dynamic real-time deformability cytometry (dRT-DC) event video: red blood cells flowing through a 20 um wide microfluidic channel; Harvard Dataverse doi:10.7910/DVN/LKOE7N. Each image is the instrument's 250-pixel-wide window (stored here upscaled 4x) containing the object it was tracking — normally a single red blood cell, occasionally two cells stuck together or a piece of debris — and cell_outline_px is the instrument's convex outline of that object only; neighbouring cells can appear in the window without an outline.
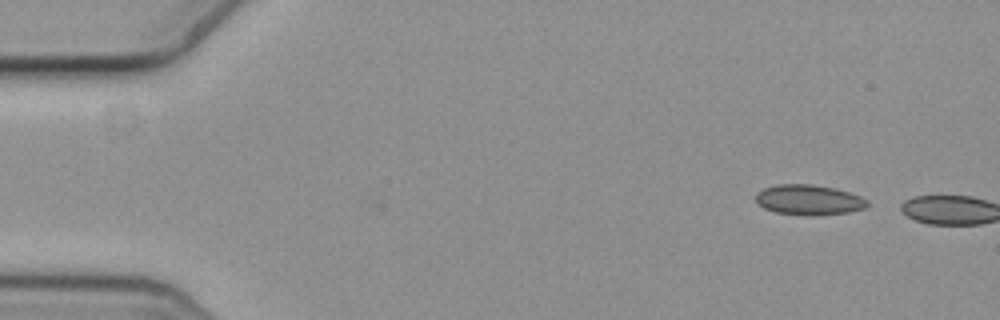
{"species": "common noctule bat (a hibernating species)", "species_latin": "Nyctalus noctula", "temperature_condition": "cold", "stored_images_in_passage": 2, "camera_frame_rate_fps": 3000, "um_per_image_px": 0.085, "animal": {"sex": "female", "body_mass_g": 19.3, "forearm_length_mm": 54.1}, "frame": {"image": 1, "passage_image": 1, "time_ms": 0.0, "image_size_px": [1000, 320], "cell_outline_px": [[868, 204], [864, 208], [848, 212], [804, 216], [776, 212], [764, 208], [756, 204], [756, 192], [764, 188], [776, 184], [812, 184], [836, 188], [860, 196], [868, 200]], "centroid_in_image_um": [68.71, 16.98], "position_along_channel_um": 16.3, "area_um2": 19.71}}